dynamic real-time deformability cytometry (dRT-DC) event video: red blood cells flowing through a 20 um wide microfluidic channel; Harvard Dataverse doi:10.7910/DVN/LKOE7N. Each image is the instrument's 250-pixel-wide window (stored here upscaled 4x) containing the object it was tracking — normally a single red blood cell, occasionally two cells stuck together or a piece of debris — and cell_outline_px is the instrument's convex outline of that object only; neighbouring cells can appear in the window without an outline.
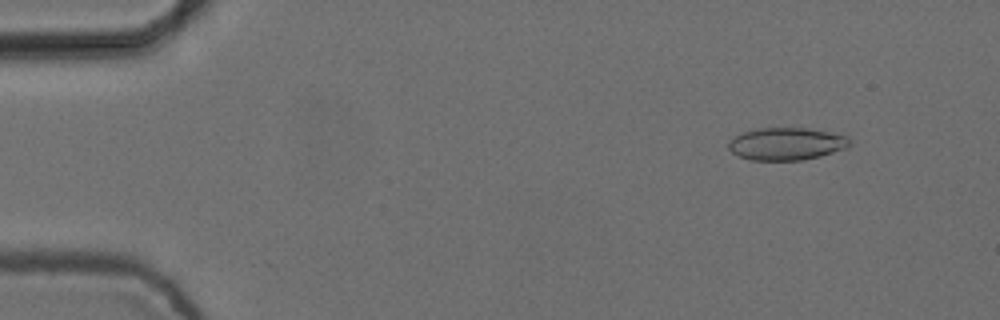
{"species": "common noctule bat (a hibernating species)", "species_latin": "Nyctalus noctula", "temperature_condition": "cold", "stored_images_in_passage": 5, "camera_frame_rate_fps": 3000, "um_per_image_px": 0.085, "animal": {"sex": "female", "body_mass_g": 24.6, "forearm_length_mm": 56.2}, "frame": {"image": 1, "passage_image": 2, "time_ms": 0.333, "image_size_px": [1000, 320], "cell_outline_px": [[852, 144], [848, 148], [820, 156], [804, 160], [748, 160], [732, 152], [728, 148], [728, 140], [744, 132], [760, 128], [808, 128], [848, 136], [852, 140]], "centroid_in_image_um": [66.89, 12.23], "position_along_channel_um": 18.1, "area_um2": 23.06}}